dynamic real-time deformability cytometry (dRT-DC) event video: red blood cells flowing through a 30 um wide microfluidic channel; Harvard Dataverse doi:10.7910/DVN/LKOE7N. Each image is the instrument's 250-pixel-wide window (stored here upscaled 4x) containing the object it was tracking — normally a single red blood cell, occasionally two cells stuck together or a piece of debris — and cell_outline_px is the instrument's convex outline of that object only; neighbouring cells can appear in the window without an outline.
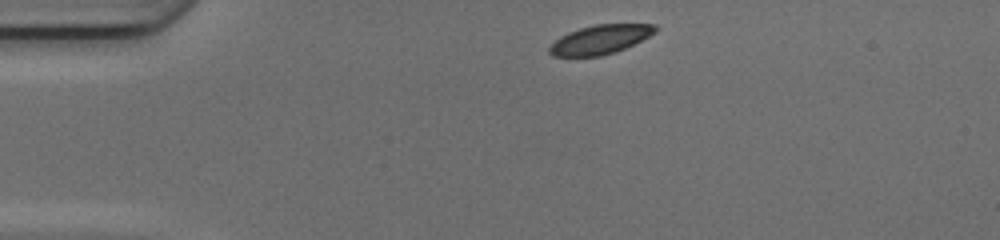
{"species": "common noctule bat (a hibernating species)", "species_latin": "Nyctalus noctula", "temperature_condition": "cold", "stored_images_in_passage": 40, "camera_frame_rate_fps": 3000, "um_per_image_px": 0.085, "animal": {"sex": "female", "body_mass_g": 17.0, "forearm_length_mm": 48.0}, "frame": {"image": 1, "passage_image": 1, "time_ms": 0.0, "image_size_px": [1000, 240], "cell_outline_px": [[656, 32], [624, 48], [600, 56], [552, 56], [548, 52], [548, 48], [560, 36], [568, 32], [580, 28], [596, 24], [656, 24]], "centroid_in_image_um": [50.98, 3.35], "position_along_channel_um": 34.0, "area_um2": 17.63}}
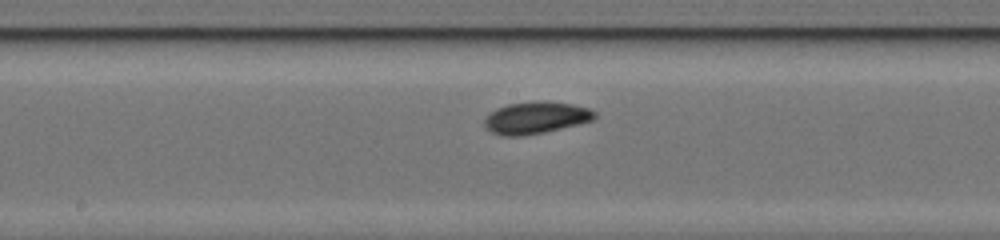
{"frame": {"image": 2, "passage_image": 17, "time_ms": 5.333, "image_size_px": [1000, 240], "cell_outline_px": [[596, 116], [592, 120], [544, 132], [520, 136], [504, 136], [492, 132], [484, 124], [484, 116], [488, 112], [496, 108], [508, 104], [536, 100], [548, 100], [572, 104], [588, 108], [596, 112]], "centroid_in_image_um": [45.5, 9.98], "position_along_channel_um": 202.7, "area_um2": 20.63}}
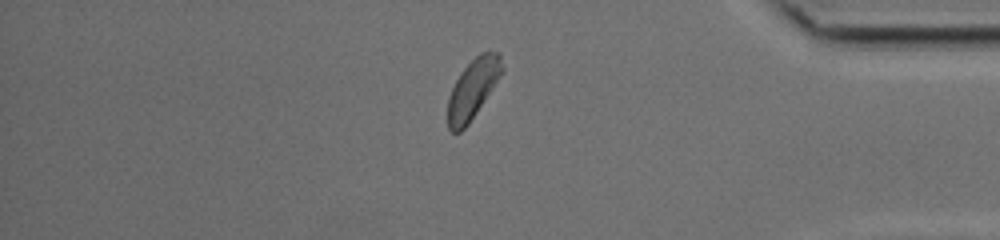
{"frame": {"image": 3, "passage_image": 33, "time_ms": 10.667, "image_size_px": [1000, 240], "cell_outline_px": [[504, 72], [468, 124], [460, 132], [452, 132], [448, 128], [448, 96], [460, 72], [480, 52], [500, 52], [504, 68]], "centroid_in_image_um": [40.21, 7.53], "position_along_channel_um": 395.0, "area_um2": 18.79}, "authors_computed_cell_mechanics": {"area_um2": 18.8428, "velocity_mm_per_s": 4.1364, "shape_relaxation_time_tau1_ms": 2.2911, "shape_relaxation_time_tau2_ms": 2.3, "deformation_change_tau1": 0.1059, "deformation_change_tau2": 0.0663}}